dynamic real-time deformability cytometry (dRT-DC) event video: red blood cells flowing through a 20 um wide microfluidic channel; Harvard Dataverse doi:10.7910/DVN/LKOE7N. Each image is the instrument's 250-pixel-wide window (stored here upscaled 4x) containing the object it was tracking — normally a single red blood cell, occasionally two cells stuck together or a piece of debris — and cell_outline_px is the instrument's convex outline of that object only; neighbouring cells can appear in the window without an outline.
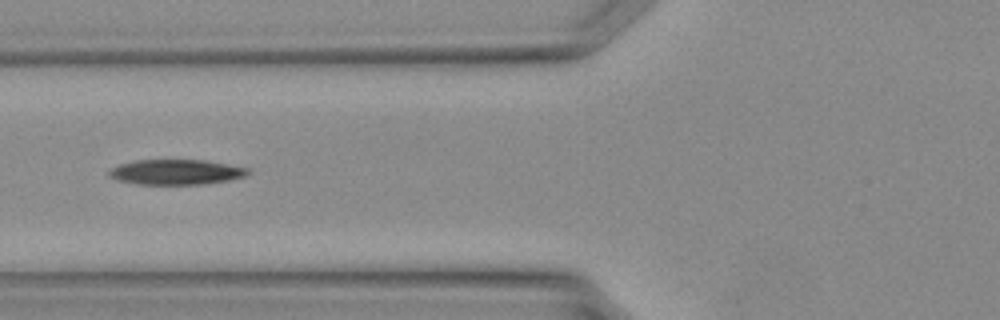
{"species": "Egyptian fruit bat (a non-hibernating species)", "species_latin": "Rousettus aegyptiacus", "temperature_condition": "warm", "stored_images_in_passage": 26, "camera_frame_rate_fps": 3000, "um_per_image_px": 0.085, "animal": {"sex": "female"}, "frame": {"image": 1, "passage_image": 5, "time_ms": 1.333, "image_size_px": [1000, 320], "cell_outline_px": [[248, 172], [244, 176], [228, 180], [200, 184], [136, 184], [116, 180], [108, 176], [108, 172], [112, 168], [120, 164], [136, 160], [204, 160], [228, 164], [248, 168]], "centroid_in_image_um": [14.91, 14.62], "position_along_channel_um": 110.9, "area_um2": 20.17}}